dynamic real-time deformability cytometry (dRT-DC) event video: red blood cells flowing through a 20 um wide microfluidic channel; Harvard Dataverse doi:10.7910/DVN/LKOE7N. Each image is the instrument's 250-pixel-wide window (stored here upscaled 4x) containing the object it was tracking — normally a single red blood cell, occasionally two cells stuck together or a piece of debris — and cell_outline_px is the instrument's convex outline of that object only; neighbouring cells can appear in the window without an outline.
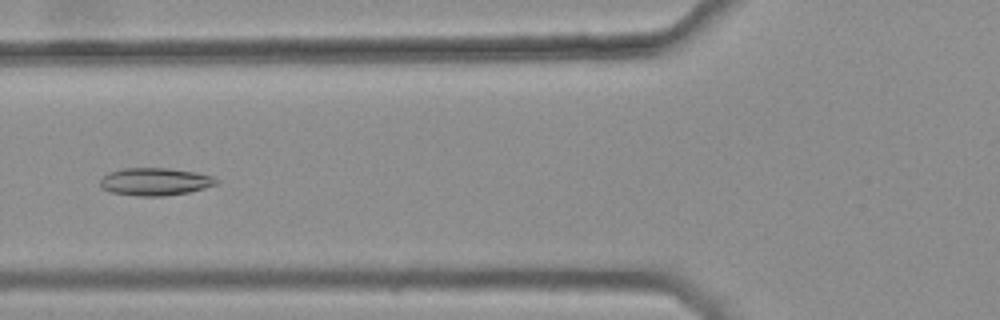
{"species": "common noctule bat (a hibernating species)", "species_latin": "Nyctalus noctula", "temperature_condition": "warm", "stored_images_in_passage": 5, "camera_frame_rate_fps": 3000, "um_per_image_px": 0.085, "animal": {"sex": "female", "body_mass_g": 25.1}, "frame": {"image": 1, "passage_image": 2, "time_ms": 0.333, "image_size_px": [1000, 320], "cell_outline_px": [[220, 180], [216, 184], [204, 188], [188, 192], [164, 196], [136, 196], [112, 192], [100, 188], [100, 180], [108, 172], [124, 168], [168, 168], [196, 172], [212, 176]], "centroid_in_image_um": [13.17, 15.44], "position_along_channel_um": 112.6, "area_um2": 18.73}}
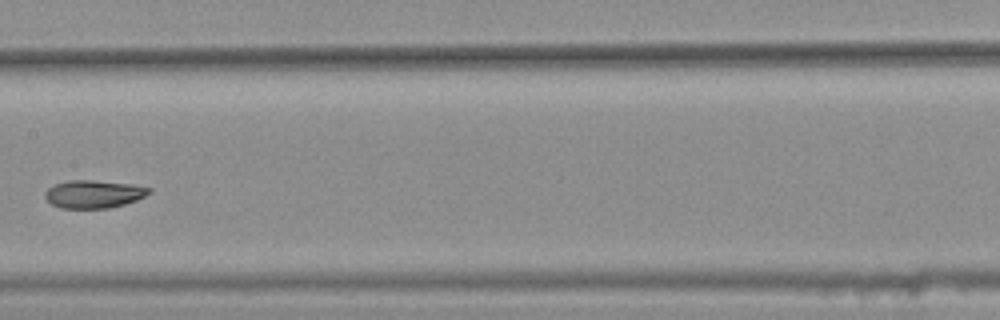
{"frame": {"image": 2, "passage_image": 4, "time_ms": 1.0, "image_size_px": [1000, 320], "cell_outline_px": [[152, 192], [136, 200], [124, 204], [108, 208], [60, 208], [52, 204], [44, 196], [44, 192], [52, 184], [68, 180], [92, 180], [132, 184], [152, 188]], "centroid_in_image_um": [7.95, 16.48], "position_along_channel_um": 199.5, "area_um2": 16.99}}
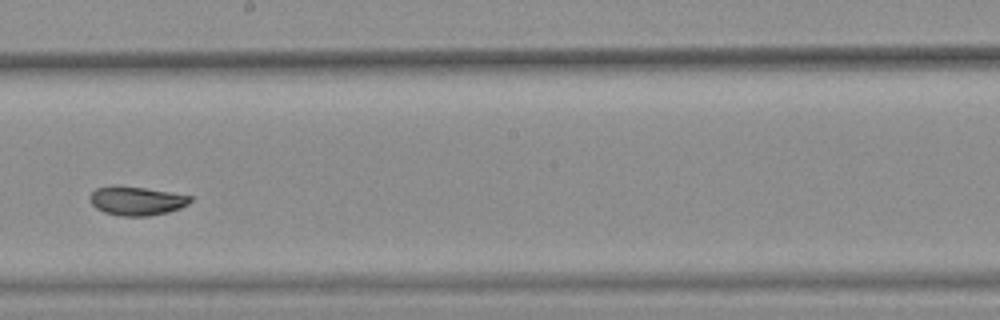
{"frame": {"image": 3, "passage_image": 5, "time_ms": 1.333, "image_size_px": [1000, 320], "cell_outline_px": [[192, 200], [188, 204], [180, 208], [168, 212], [148, 216], [120, 216], [104, 212], [96, 208], [92, 204], [88, 196], [96, 188], [116, 184], [144, 188], [192, 196]], "centroid_in_image_um": [11.57, 17.06], "position_along_channel_um": 236.6, "area_um2": 16.99}}